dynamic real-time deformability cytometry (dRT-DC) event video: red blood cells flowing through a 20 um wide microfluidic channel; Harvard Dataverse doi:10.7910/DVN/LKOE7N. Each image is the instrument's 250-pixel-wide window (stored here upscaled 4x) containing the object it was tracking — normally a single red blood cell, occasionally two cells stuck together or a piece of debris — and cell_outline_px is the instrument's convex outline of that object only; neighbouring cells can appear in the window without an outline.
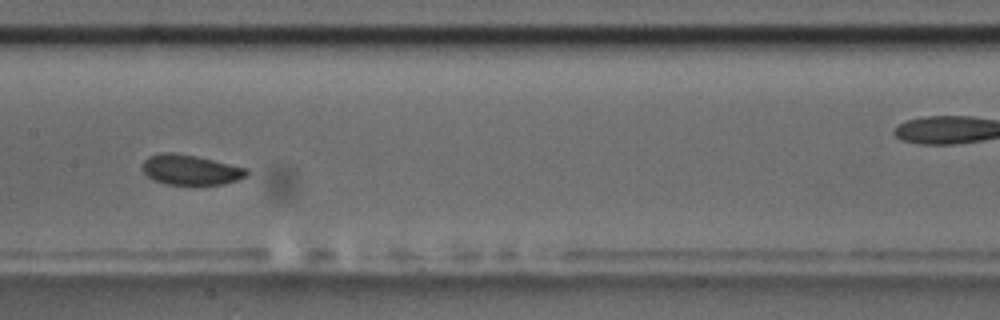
{"species": "common noctule bat (a hibernating species)", "species_latin": "Nyctalus noctula", "temperature_condition": "room temperature", "stored_images_in_passage": 15, "camera_frame_rate_fps": 3000, "um_per_image_px": 0.085, "animal": {"sex": "male", "body_mass_g": 17.5, "forearm_length_mm": 52.3}, "frame": {"image": 1, "passage_image": 7, "time_ms": 8.0, "image_size_px": [1000, 320], "cell_outline_px": [[248, 176], [224, 184], [164, 184], [152, 180], [144, 172], [144, 160], [148, 156], [160, 152], [176, 152], [196, 156], [248, 168]], "centroid_in_image_um": [16.2, 14.42], "position_along_channel_um": 191.2, "area_um2": 18.32}}
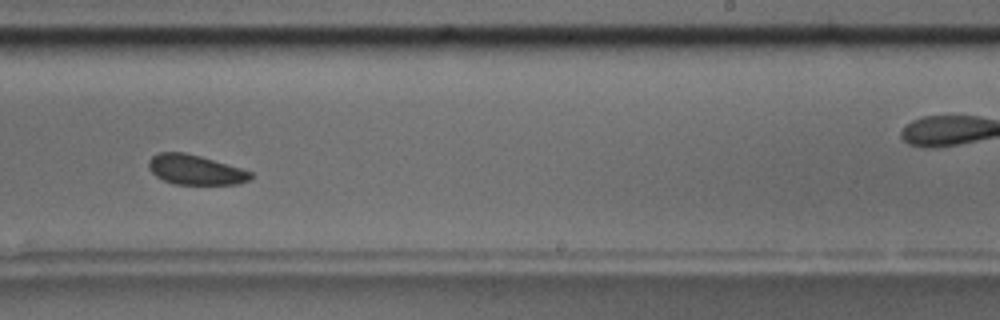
{"frame": {"image": 2, "passage_image": 9, "time_ms": 10.333, "image_size_px": [1000, 320], "cell_outline_px": [[252, 176], [248, 180], [240, 184], [172, 184], [156, 176], [148, 168], [148, 160], [152, 156], [160, 152], [184, 152], [200, 156], [240, 168], [252, 172]], "centroid_in_image_um": [16.57, 14.43], "position_along_channel_um": 272.4, "area_um2": 17.63}, "authors_computed_cell_mechanics": {"area_um2": 18.4382, "velocity_mm_per_s": 3.4762, "shape_relaxation_time_tau1_ms": 1.8264, "shape_relaxation_time_tau2_ms": null, "deformation_change_tau1": 0.0415, "deformation_change_tau2": null}}